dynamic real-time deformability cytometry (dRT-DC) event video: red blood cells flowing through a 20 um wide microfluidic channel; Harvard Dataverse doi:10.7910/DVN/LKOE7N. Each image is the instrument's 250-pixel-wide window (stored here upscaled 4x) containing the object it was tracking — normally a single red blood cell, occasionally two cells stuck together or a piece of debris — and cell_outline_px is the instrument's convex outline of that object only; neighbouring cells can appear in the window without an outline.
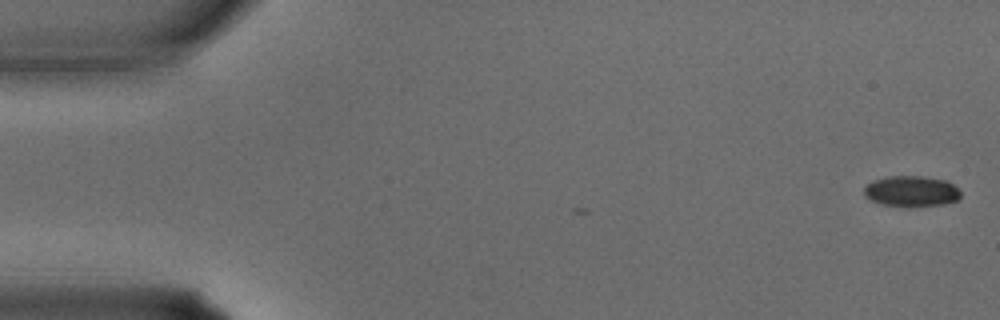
{"species": "common noctule bat (a hibernating species)", "species_latin": "Nyctalus noctula", "temperature_condition": "warm", "stored_images_in_passage": 5, "camera_frame_rate_fps": 3000, "um_per_image_px": 0.085, "animal": {"sex": "male", "body_mass_g": 15.6}, "frame": {"image": 1, "passage_image": 1, "time_ms": 0.0, "image_size_px": [1000, 320], "cell_outline_px": [[960, 200], [944, 204], [908, 208], [904, 208], [880, 204], [864, 196], [864, 188], [872, 180], [888, 176], [924, 176], [948, 180], [960, 192]], "centroid_in_image_um": [77.47, 16.27], "position_along_channel_um": 7.5, "area_um2": 17.8}}